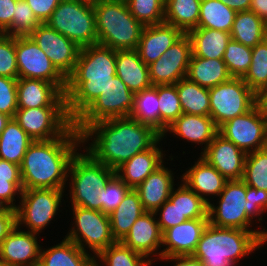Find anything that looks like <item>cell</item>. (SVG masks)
<instances>
[{"label":"cell","instance_id":"6da1fadb","mask_svg":"<svg viewBox=\"0 0 267 266\" xmlns=\"http://www.w3.org/2000/svg\"><path fill=\"white\" fill-rule=\"evenodd\" d=\"M161 137L152 126L130 116L96 122L81 134L82 148L113 170L150 149Z\"/></svg>","mask_w":267,"mask_h":266},{"label":"cell","instance_id":"7a4b0ae2","mask_svg":"<svg viewBox=\"0 0 267 266\" xmlns=\"http://www.w3.org/2000/svg\"><path fill=\"white\" fill-rule=\"evenodd\" d=\"M82 146L81 134L74 125L61 137L33 141L20 165L23 189L66 191L70 163Z\"/></svg>","mask_w":267,"mask_h":266},{"label":"cell","instance_id":"3957f363","mask_svg":"<svg viewBox=\"0 0 267 266\" xmlns=\"http://www.w3.org/2000/svg\"><path fill=\"white\" fill-rule=\"evenodd\" d=\"M116 76V50L94 44L80 50L73 72L66 78V111L74 121Z\"/></svg>","mask_w":267,"mask_h":266},{"label":"cell","instance_id":"277c9868","mask_svg":"<svg viewBox=\"0 0 267 266\" xmlns=\"http://www.w3.org/2000/svg\"><path fill=\"white\" fill-rule=\"evenodd\" d=\"M266 244L253 232L217 227L208 223L202 232L193 257L204 266H237Z\"/></svg>","mask_w":267,"mask_h":266},{"label":"cell","instance_id":"5b68a950","mask_svg":"<svg viewBox=\"0 0 267 266\" xmlns=\"http://www.w3.org/2000/svg\"><path fill=\"white\" fill-rule=\"evenodd\" d=\"M98 44L113 50H135L143 25L130 13L126 1L97 0L93 2Z\"/></svg>","mask_w":267,"mask_h":266},{"label":"cell","instance_id":"8992f818","mask_svg":"<svg viewBox=\"0 0 267 266\" xmlns=\"http://www.w3.org/2000/svg\"><path fill=\"white\" fill-rule=\"evenodd\" d=\"M115 175V170L97 162L83 148L73 157L68 171L70 206L101 211L99 194ZM69 183V184H68Z\"/></svg>","mask_w":267,"mask_h":266},{"label":"cell","instance_id":"52a82bcc","mask_svg":"<svg viewBox=\"0 0 267 266\" xmlns=\"http://www.w3.org/2000/svg\"><path fill=\"white\" fill-rule=\"evenodd\" d=\"M245 209H248L246 184L242 179L227 180L217 199L208 204V221L217 227L253 231L267 245L266 226L260 225L257 229L254 222L246 215Z\"/></svg>","mask_w":267,"mask_h":266},{"label":"cell","instance_id":"ba28073f","mask_svg":"<svg viewBox=\"0 0 267 266\" xmlns=\"http://www.w3.org/2000/svg\"><path fill=\"white\" fill-rule=\"evenodd\" d=\"M46 23L80 48L98 44L92 2L61 0Z\"/></svg>","mask_w":267,"mask_h":266},{"label":"cell","instance_id":"9c48e42d","mask_svg":"<svg viewBox=\"0 0 267 266\" xmlns=\"http://www.w3.org/2000/svg\"><path fill=\"white\" fill-rule=\"evenodd\" d=\"M64 194L65 190L58 189H23L16 209L17 225L23 230L42 233L51 223L54 224L56 215L61 218L59 214L65 208L60 210V207L66 205L63 198L68 196Z\"/></svg>","mask_w":267,"mask_h":266},{"label":"cell","instance_id":"30bf717a","mask_svg":"<svg viewBox=\"0 0 267 266\" xmlns=\"http://www.w3.org/2000/svg\"><path fill=\"white\" fill-rule=\"evenodd\" d=\"M70 207L73 220L65 238L94 258L116 242L111 233L109 214L79 206Z\"/></svg>","mask_w":267,"mask_h":266},{"label":"cell","instance_id":"8fae6325","mask_svg":"<svg viewBox=\"0 0 267 266\" xmlns=\"http://www.w3.org/2000/svg\"><path fill=\"white\" fill-rule=\"evenodd\" d=\"M135 94L115 76L104 91L73 121L82 134L92 124L111 118L129 117L134 107Z\"/></svg>","mask_w":267,"mask_h":266},{"label":"cell","instance_id":"7c38bea8","mask_svg":"<svg viewBox=\"0 0 267 266\" xmlns=\"http://www.w3.org/2000/svg\"><path fill=\"white\" fill-rule=\"evenodd\" d=\"M210 116L219 127L229 119L250 111L255 105V93L242 78L230 80L209 88Z\"/></svg>","mask_w":267,"mask_h":266},{"label":"cell","instance_id":"4fadbf2b","mask_svg":"<svg viewBox=\"0 0 267 266\" xmlns=\"http://www.w3.org/2000/svg\"><path fill=\"white\" fill-rule=\"evenodd\" d=\"M15 53L18 78L45 80L65 92L66 78L29 35L15 36Z\"/></svg>","mask_w":267,"mask_h":266},{"label":"cell","instance_id":"5bb4252c","mask_svg":"<svg viewBox=\"0 0 267 266\" xmlns=\"http://www.w3.org/2000/svg\"><path fill=\"white\" fill-rule=\"evenodd\" d=\"M14 119L34 141L61 137L73 125L66 107L18 108Z\"/></svg>","mask_w":267,"mask_h":266},{"label":"cell","instance_id":"9a60e30c","mask_svg":"<svg viewBox=\"0 0 267 266\" xmlns=\"http://www.w3.org/2000/svg\"><path fill=\"white\" fill-rule=\"evenodd\" d=\"M218 133L247 154L267 147V118L255 105L220 125Z\"/></svg>","mask_w":267,"mask_h":266},{"label":"cell","instance_id":"2e32d148","mask_svg":"<svg viewBox=\"0 0 267 266\" xmlns=\"http://www.w3.org/2000/svg\"><path fill=\"white\" fill-rule=\"evenodd\" d=\"M192 55V43L185 33L160 58L148 65L152 86L174 85L187 76Z\"/></svg>","mask_w":267,"mask_h":266},{"label":"cell","instance_id":"e0dca14e","mask_svg":"<svg viewBox=\"0 0 267 266\" xmlns=\"http://www.w3.org/2000/svg\"><path fill=\"white\" fill-rule=\"evenodd\" d=\"M29 36L65 78L73 72L81 50L76 43L52 29L47 23H40Z\"/></svg>","mask_w":267,"mask_h":266},{"label":"cell","instance_id":"ac0fdd59","mask_svg":"<svg viewBox=\"0 0 267 266\" xmlns=\"http://www.w3.org/2000/svg\"><path fill=\"white\" fill-rule=\"evenodd\" d=\"M39 235L17 225L1 243L0 259L7 266H38L43 244Z\"/></svg>","mask_w":267,"mask_h":266},{"label":"cell","instance_id":"d6986e66","mask_svg":"<svg viewBox=\"0 0 267 266\" xmlns=\"http://www.w3.org/2000/svg\"><path fill=\"white\" fill-rule=\"evenodd\" d=\"M199 155L227 180L243 178L246 153L219 133Z\"/></svg>","mask_w":267,"mask_h":266},{"label":"cell","instance_id":"ffe728a7","mask_svg":"<svg viewBox=\"0 0 267 266\" xmlns=\"http://www.w3.org/2000/svg\"><path fill=\"white\" fill-rule=\"evenodd\" d=\"M162 234L155 212H145L121 242L153 262L162 256Z\"/></svg>","mask_w":267,"mask_h":266},{"label":"cell","instance_id":"44dd1931","mask_svg":"<svg viewBox=\"0 0 267 266\" xmlns=\"http://www.w3.org/2000/svg\"><path fill=\"white\" fill-rule=\"evenodd\" d=\"M176 137L183 142H191V145L196 144L201 147V153L213 141L218 133V127L215 125L211 116H200L181 114L163 133L162 139L167 143L166 138ZM185 140V141H184Z\"/></svg>","mask_w":267,"mask_h":266},{"label":"cell","instance_id":"7402d4cb","mask_svg":"<svg viewBox=\"0 0 267 266\" xmlns=\"http://www.w3.org/2000/svg\"><path fill=\"white\" fill-rule=\"evenodd\" d=\"M169 158L154 172H152L135 190L138 192L143 208L146 212H155L170 197L176 184L175 176L179 180L175 169L169 168L168 161H175L172 153ZM167 163V164H166ZM167 166V167H166ZM176 174V175H175Z\"/></svg>","mask_w":267,"mask_h":266},{"label":"cell","instance_id":"603a6c76","mask_svg":"<svg viewBox=\"0 0 267 266\" xmlns=\"http://www.w3.org/2000/svg\"><path fill=\"white\" fill-rule=\"evenodd\" d=\"M208 218L187 220L162 234V256H189L195 252Z\"/></svg>","mask_w":267,"mask_h":266},{"label":"cell","instance_id":"cb8c5ba5","mask_svg":"<svg viewBox=\"0 0 267 266\" xmlns=\"http://www.w3.org/2000/svg\"><path fill=\"white\" fill-rule=\"evenodd\" d=\"M193 163L183 170L180 180L209 204L220 195L227 179L200 155Z\"/></svg>","mask_w":267,"mask_h":266},{"label":"cell","instance_id":"d4e9b609","mask_svg":"<svg viewBox=\"0 0 267 266\" xmlns=\"http://www.w3.org/2000/svg\"><path fill=\"white\" fill-rule=\"evenodd\" d=\"M161 141L164 142L162 137L150 149L134 155L115 170L130 189H135L168 159Z\"/></svg>","mask_w":267,"mask_h":266},{"label":"cell","instance_id":"484cf974","mask_svg":"<svg viewBox=\"0 0 267 266\" xmlns=\"http://www.w3.org/2000/svg\"><path fill=\"white\" fill-rule=\"evenodd\" d=\"M18 108L66 107L65 95L53 83L41 79H17Z\"/></svg>","mask_w":267,"mask_h":266},{"label":"cell","instance_id":"4316f807","mask_svg":"<svg viewBox=\"0 0 267 266\" xmlns=\"http://www.w3.org/2000/svg\"><path fill=\"white\" fill-rule=\"evenodd\" d=\"M184 34L179 28L166 23L144 26L136 49L140 59L150 65Z\"/></svg>","mask_w":267,"mask_h":266},{"label":"cell","instance_id":"83f0119b","mask_svg":"<svg viewBox=\"0 0 267 266\" xmlns=\"http://www.w3.org/2000/svg\"><path fill=\"white\" fill-rule=\"evenodd\" d=\"M116 76L134 93L152 86L149 68L135 50H116Z\"/></svg>","mask_w":267,"mask_h":266},{"label":"cell","instance_id":"f1b7e54d","mask_svg":"<svg viewBox=\"0 0 267 266\" xmlns=\"http://www.w3.org/2000/svg\"><path fill=\"white\" fill-rule=\"evenodd\" d=\"M43 247H41L38 266H95L93 255L80 249L65 237L54 246Z\"/></svg>","mask_w":267,"mask_h":266},{"label":"cell","instance_id":"f546056e","mask_svg":"<svg viewBox=\"0 0 267 266\" xmlns=\"http://www.w3.org/2000/svg\"><path fill=\"white\" fill-rule=\"evenodd\" d=\"M145 212L138 192L130 189L118 207L109 214L111 233L115 241H122Z\"/></svg>","mask_w":267,"mask_h":266},{"label":"cell","instance_id":"4dcf8cb0","mask_svg":"<svg viewBox=\"0 0 267 266\" xmlns=\"http://www.w3.org/2000/svg\"><path fill=\"white\" fill-rule=\"evenodd\" d=\"M187 34L192 43V55L206 59H223L231 39L228 32L202 27H196Z\"/></svg>","mask_w":267,"mask_h":266},{"label":"cell","instance_id":"1f68e13d","mask_svg":"<svg viewBox=\"0 0 267 266\" xmlns=\"http://www.w3.org/2000/svg\"><path fill=\"white\" fill-rule=\"evenodd\" d=\"M186 77L208 89L232 78L223 59H206L193 55L190 58Z\"/></svg>","mask_w":267,"mask_h":266},{"label":"cell","instance_id":"d6a6232c","mask_svg":"<svg viewBox=\"0 0 267 266\" xmlns=\"http://www.w3.org/2000/svg\"><path fill=\"white\" fill-rule=\"evenodd\" d=\"M33 141L15 119L11 118L0 135V159L20 166Z\"/></svg>","mask_w":267,"mask_h":266},{"label":"cell","instance_id":"836d02e7","mask_svg":"<svg viewBox=\"0 0 267 266\" xmlns=\"http://www.w3.org/2000/svg\"><path fill=\"white\" fill-rule=\"evenodd\" d=\"M230 35L236 42L255 47L267 37L266 22L250 10L237 12Z\"/></svg>","mask_w":267,"mask_h":266},{"label":"cell","instance_id":"e575fe53","mask_svg":"<svg viewBox=\"0 0 267 266\" xmlns=\"http://www.w3.org/2000/svg\"><path fill=\"white\" fill-rule=\"evenodd\" d=\"M201 0H165L164 23L188 33L198 25Z\"/></svg>","mask_w":267,"mask_h":266},{"label":"cell","instance_id":"d590c367","mask_svg":"<svg viewBox=\"0 0 267 266\" xmlns=\"http://www.w3.org/2000/svg\"><path fill=\"white\" fill-rule=\"evenodd\" d=\"M182 112L190 115L210 116L209 89L201 87L187 77L176 84Z\"/></svg>","mask_w":267,"mask_h":266},{"label":"cell","instance_id":"8d00e7d4","mask_svg":"<svg viewBox=\"0 0 267 266\" xmlns=\"http://www.w3.org/2000/svg\"><path fill=\"white\" fill-rule=\"evenodd\" d=\"M236 14L220 0H201L197 27L230 33Z\"/></svg>","mask_w":267,"mask_h":266},{"label":"cell","instance_id":"74e56055","mask_svg":"<svg viewBox=\"0 0 267 266\" xmlns=\"http://www.w3.org/2000/svg\"><path fill=\"white\" fill-rule=\"evenodd\" d=\"M130 117L152 126L160 133V109L157 85L138 92L134 96V107Z\"/></svg>","mask_w":267,"mask_h":266},{"label":"cell","instance_id":"f35d334b","mask_svg":"<svg viewBox=\"0 0 267 266\" xmlns=\"http://www.w3.org/2000/svg\"><path fill=\"white\" fill-rule=\"evenodd\" d=\"M153 266L143 254L116 241L95 258V266Z\"/></svg>","mask_w":267,"mask_h":266},{"label":"cell","instance_id":"ab89813d","mask_svg":"<svg viewBox=\"0 0 267 266\" xmlns=\"http://www.w3.org/2000/svg\"><path fill=\"white\" fill-rule=\"evenodd\" d=\"M171 191L169 200L188 220L208 218V204L180 180Z\"/></svg>","mask_w":267,"mask_h":266},{"label":"cell","instance_id":"60d3db41","mask_svg":"<svg viewBox=\"0 0 267 266\" xmlns=\"http://www.w3.org/2000/svg\"><path fill=\"white\" fill-rule=\"evenodd\" d=\"M158 103L160 109V134L181 115L182 107L176 85H157Z\"/></svg>","mask_w":267,"mask_h":266},{"label":"cell","instance_id":"b9f144b4","mask_svg":"<svg viewBox=\"0 0 267 266\" xmlns=\"http://www.w3.org/2000/svg\"><path fill=\"white\" fill-rule=\"evenodd\" d=\"M242 79L254 93L267 86V37L252 47L251 64Z\"/></svg>","mask_w":267,"mask_h":266},{"label":"cell","instance_id":"7bdbcfd3","mask_svg":"<svg viewBox=\"0 0 267 266\" xmlns=\"http://www.w3.org/2000/svg\"><path fill=\"white\" fill-rule=\"evenodd\" d=\"M242 180L246 185L267 191V147L246 154Z\"/></svg>","mask_w":267,"mask_h":266},{"label":"cell","instance_id":"ee69618b","mask_svg":"<svg viewBox=\"0 0 267 266\" xmlns=\"http://www.w3.org/2000/svg\"><path fill=\"white\" fill-rule=\"evenodd\" d=\"M252 58V47L232 39L227 43L223 61L232 77L243 78L249 70Z\"/></svg>","mask_w":267,"mask_h":266},{"label":"cell","instance_id":"f6af8a7d","mask_svg":"<svg viewBox=\"0 0 267 266\" xmlns=\"http://www.w3.org/2000/svg\"><path fill=\"white\" fill-rule=\"evenodd\" d=\"M130 13L143 25L164 23L165 0H126Z\"/></svg>","mask_w":267,"mask_h":266},{"label":"cell","instance_id":"bcb514c9","mask_svg":"<svg viewBox=\"0 0 267 266\" xmlns=\"http://www.w3.org/2000/svg\"><path fill=\"white\" fill-rule=\"evenodd\" d=\"M40 24L33 10L25 0H18L15 4V14L11 23L12 36H28Z\"/></svg>","mask_w":267,"mask_h":266},{"label":"cell","instance_id":"7dc6e473","mask_svg":"<svg viewBox=\"0 0 267 266\" xmlns=\"http://www.w3.org/2000/svg\"><path fill=\"white\" fill-rule=\"evenodd\" d=\"M130 188L115 174L99 194L101 211L110 214L115 210Z\"/></svg>","mask_w":267,"mask_h":266},{"label":"cell","instance_id":"c3c4849f","mask_svg":"<svg viewBox=\"0 0 267 266\" xmlns=\"http://www.w3.org/2000/svg\"><path fill=\"white\" fill-rule=\"evenodd\" d=\"M0 76L18 79L15 36L0 33Z\"/></svg>","mask_w":267,"mask_h":266},{"label":"cell","instance_id":"681fc988","mask_svg":"<svg viewBox=\"0 0 267 266\" xmlns=\"http://www.w3.org/2000/svg\"><path fill=\"white\" fill-rule=\"evenodd\" d=\"M246 200L248 204V209H245L246 215L255 221L256 225H262L263 216L266 217L267 212V191L246 185Z\"/></svg>","mask_w":267,"mask_h":266},{"label":"cell","instance_id":"f907efd6","mask_svg":"<svg viewBox=\"0 0 267 266\" xmlns=\"http://www.w3.org/2000/svg\"><path fill=\"white\" fill-rule=\"evenodd\" d=\"M17 109V79L0 76V113L14 118Z\"/></svg>","mask_w":267,"mask_h":266},{"label":"cell","instance_id":"816d5d0a","mask_svg":"<svg viewBox=\"0 0 267 266\" xmlns=\"http://www.w3.org/2000/svg\"><path fill=\"white\" fill-rule=\"evenodd\" d=\"M22 190V179L0 178V207H8L16 210L19 205L18 201L21 199ZM15 198L18 199L16 200Z\"/></svg>","mask_w":267,"mask_h":266},{"label":"cell","instance_id":"f5cc1de1","mask_svg":"<svg viewBox=\"0 0 267 266\" xmlns=\"http://www.w3.org/2000/svg\"><path fill=\"white\" fill-rule=\"evenodd\" d=\"M155 215L162 233L188 220L169 199L155 211Z\"/></svg>","mask_w":267,"mask_h":266},{"label":"cell","instance_id":"db71d44e","mask_svg":"<svg viewBox=\"0 0 267 266\" xmlns=\"http://www.w3.org/2000/svg\"><path fill=\"white\" fill-rule=\"evenodd\" d=\"M40 23H46L61 0H25Z\"/></svg>","mask_w":267,"mask_h":266},{"label":"cell","instance_id":"11a10c76","mask_svg":"<svg viewBox=\"0 0 267 266\" xmlns=\"http://www.w3.org/2000/svg\"><path fill=\"white\" fill-rule=\"evenodd\" d=\"M17 226L16 210L8 207H0V246L5 238Z\"/></svg>","mask_w":267,"mask_h":266},{"label":"cell","instance_id":"9f6ffc18","mask_svg":"<svg viewBox=\"0 0 267 266\" xmlns=\"http://www.w3.org/2000/svg\"><path fill=\"white\" fill-rule=\"evenodd\" d=\"M18 0H0V33L11 35V23Z\"/></svg>","mask_w":267,"mask_h":266},{"label":"cell","instance_id":"6f0895ef","mask_svg":"<svg viewBox=\"0 0 267 266\" xmlns=\"http://www.w3.org/2000/svg\"><path fill=\"white\" fill-rule=\"evenodd\" d=\"M156 260L162 262L171 263V266H204V264L199 260L194 258L192 255L189 256H161L155 259L152 264H155Z\"/></svg>","mask_w":267,"mask_h":266},{"label":"cell","instance_id":"680465c9","mask_svg":"<svg viewBox=\"0 0 267 266\" xmlns=\"http://www.w3.org/2000/svg\"><path fill=\"white\" fill-rule=\"evenodd\" d=\"M0 178L22 179L19 165L0 159Z\"/></svg>","mask_w":267,"mask_h":266},{"label":"cell","instance_id":"91938a15","mask_svg":"<svg viewBox=\"0 0 267 266\" xmlns=\"http://www.w3.org/2000/svg\"><path fill=\"white\" fill-rule=\"evenodd\" d=\"M220 1L236 12L249 11L251 8V0H220Z\"/></svg>","mask_w":267,"mask_h":266},{"label":"cell","instance_id":"94428289","mask_svg":"<svg viewBox=\"0 0 267 266\" xmlns=\"http://www.w3.org/2000/svg\"><path fill=\"white\" fill-rule=\"evenodd\" d=\"M250 11L254 12L258 17L267 21V0H251Z\"/></svg>","mask_w":267,"mask_h":266},{"label":"cell","instance_id":"6125c7cd","mask_svg":"<svg viewBox=\"0 0 267 266\" xmlns=\"http://www.w3.org/2000/svg\"><path fill=\"white\" fill-rule=\"evenodd\" d=\"M256 107L267 118V86L255 93Z\"/></svg>","mask_w":267,"mask_h":266},{"label":"cell","instance_id":"be15d7a7","mask_svg":"<svg viewBox=\"0 0 267 266\" xmlns=\"http://www.w3.org/2000/svg\"><path fill=\"white\" fill-rule=\"evenodd\" d=\"M11 117L4 114V113H0V135L2 133V131L5 129L6 124L10 121Z\"/></svg>","mask_w":267,"mask_h":266},{"label":"cell","instance_id":"e7e4bbea","mask_svg":"<svg viewBox=\"0 0 267 266\" xmlns=\"http://www.w3.org/2000/svg\"><path fill=\"white\" fill-rule=\"evenodd\" d=\"M0 266H7V265L0 259Z\"/></svg>","mask_w":267,"mask_h":266},{"label":"cell","instance_id":"03108f58","mask_svg":"<svg viewBox=\"0 0 267 266\" xmlns=\"http://www.w3.org/2000/svg\"><path fill=\"white\" fill-rule=\"evenodd\" d=\"M85 1H89V2H92V3H93V2H95V1H97V0H85Z\"/></svg>","mask_w":267,"mask_h":266}]
</instances>
